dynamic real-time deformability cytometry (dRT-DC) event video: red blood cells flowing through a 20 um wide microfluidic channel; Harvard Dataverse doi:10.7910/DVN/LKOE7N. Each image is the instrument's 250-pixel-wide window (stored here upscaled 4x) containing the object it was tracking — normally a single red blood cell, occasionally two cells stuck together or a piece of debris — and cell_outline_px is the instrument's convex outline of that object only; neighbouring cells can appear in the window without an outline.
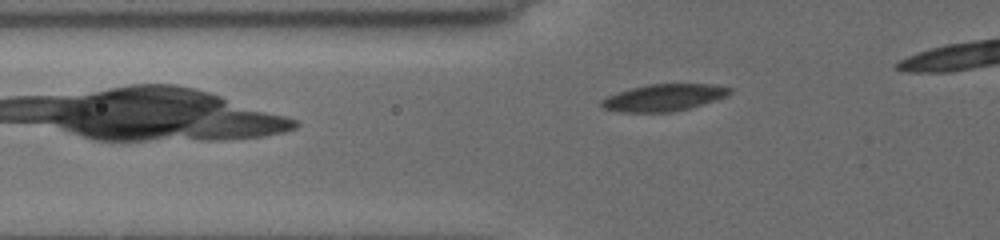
{"species": "common noctule bat (a hibernating species)", "species_latin": "Nyctalus noctula", "temperature_condition": "cold", "stored_images_in_passage": 3, "camera_frame_rate_fps": 3000, "um_per_image_px": 0.085, "animal": {"sex": "female", "body_mass_g": 19.5, "forearm_length_mm": 54.1}, "frame": {"image": 1, "passage_image": 2, "time_ms": 1.667, "image_size_px": [1000, 240], "cell_outline_px": [[732, 92], [728, 96], [716, 100], [688, 108], [668, 112], [620, 112], [604, 108], [600, 104], [600, 100], [616, 92], [648, 84], [712, 84], [732, 88]], "centroid_in_image_um": [56.43, 8.29], "position_along_channel_um": 69.4, "area_um2": 20.06}}